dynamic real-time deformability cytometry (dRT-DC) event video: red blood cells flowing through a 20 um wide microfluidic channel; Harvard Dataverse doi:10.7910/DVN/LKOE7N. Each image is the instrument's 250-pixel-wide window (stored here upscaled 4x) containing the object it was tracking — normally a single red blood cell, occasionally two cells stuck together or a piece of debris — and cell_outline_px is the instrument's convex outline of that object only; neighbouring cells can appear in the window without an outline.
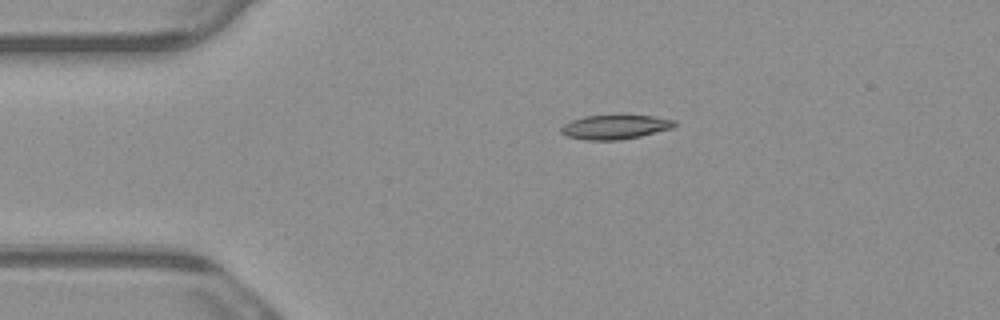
{"species": "common noctule bat (a hibernating species)", "species_latin": "Nyctalus noctula", "temperature_condition": "warm", "stored_images_in_passage": 4, "camera_frame_rate_fps": 3000, "um_per_image_px": 0.085, "animal": {"sex": "male", "body_mass_g": 23.1, "forearm_length_mm": 52.7}, "frame": {"image": 1, "passage_image": 3, "time_ms": 0.667, "image_size_px": [1000, 320], "cell_outline_px": [[676, 124], [672, 128], [640, 136], [620, 140], [584, 140], [568, 136], [560, 132], [560, 128], [564, 124], [572, 120], [584, 116], [616, 112], [620, 112], [652, 116], [676, 120]], "centroid_in_image_um": [52.28, 10.74], "position_along_channel_um": 32.7, "area_um2": 16.88}}